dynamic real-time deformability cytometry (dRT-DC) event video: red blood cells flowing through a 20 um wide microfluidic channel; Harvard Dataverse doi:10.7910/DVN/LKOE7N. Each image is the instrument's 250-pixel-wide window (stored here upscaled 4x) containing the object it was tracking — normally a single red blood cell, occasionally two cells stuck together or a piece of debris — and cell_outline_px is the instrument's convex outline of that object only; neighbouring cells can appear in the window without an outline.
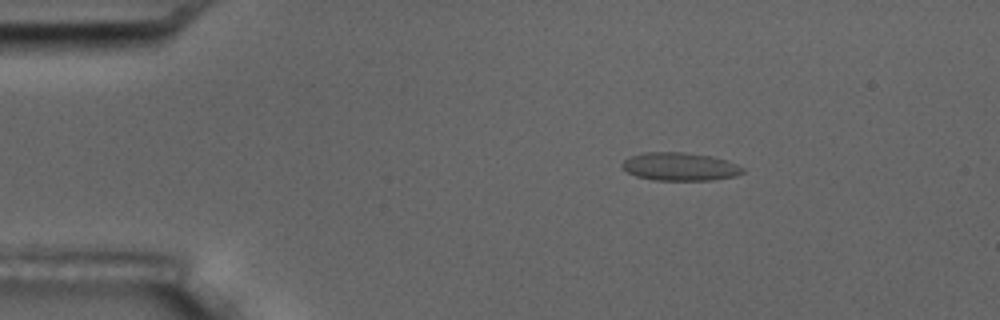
{"species": "common noctule bat (a hibernating species)", "species_latin": "Nyctalus noctula", "temperature_condition": "room temperature", "stored_images_in_passage": 4, "camera_frame_rate_fps": 3000, "um_per_image_px": 0.085, "animal": {"sex": "male", "body_mass_g": 17.5, "forearm_length_mm": 52.3}, "frame": {"image": 1, "passage_image": 2, "time_ms": 1.0, "image_size_px": [1000, 320], "cell_outline_px": [[744, 172], [736, 176], [712, 180], [656, 180], [636, 176], [628, 172], [620, 164], [628, 156], [644, 152], [684, 152], [712, 156], [728, 160], [744, 168]], "centroid_in_image_um": [57.8, 14.15], "position_along_channel_um": 27.2, "area_um2": 19.88}}